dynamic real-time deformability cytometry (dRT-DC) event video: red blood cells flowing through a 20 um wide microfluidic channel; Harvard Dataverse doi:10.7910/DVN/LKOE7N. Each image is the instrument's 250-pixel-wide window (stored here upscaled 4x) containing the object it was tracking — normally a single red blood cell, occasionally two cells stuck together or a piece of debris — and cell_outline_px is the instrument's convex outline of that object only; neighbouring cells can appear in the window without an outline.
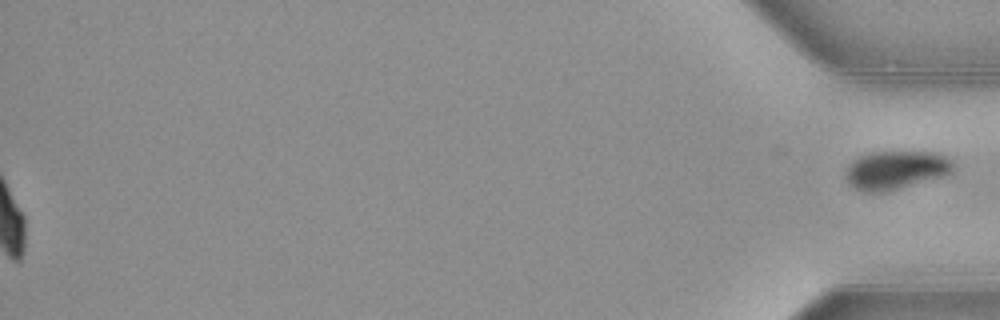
{"species": "common noctule bat (a hibernating species)", "species_latin": "Nyctalus noctula", "temperature_condition": "warm", "stored_images_in_passage": 53, "segment_of_instrument_passage": [2, 2], "camera_frame_rate_fps": 3000, "um_per_image_px": 0.085, "animal": {"sex": "female", "body_mass_g": 21.9}, "frame": {"image": 1, "passage_image": 53, "time_ms": 17.333, "image_size_px": [1000, 320], "cell_outline_px": [[956, 168], [952, 172], [944, 176], [884, 192], [864, 192], [852, 188], [848, 184], [844, 176], [844, 172], [848, 164], [852, 160], [860, 156], [872, 152], [936, 152], [952, 160], [956, 164]], "centroid_in_image_um": [76.12, 14.45], "position_along_channel_um": 359.1, "area_um2": 24.51}}